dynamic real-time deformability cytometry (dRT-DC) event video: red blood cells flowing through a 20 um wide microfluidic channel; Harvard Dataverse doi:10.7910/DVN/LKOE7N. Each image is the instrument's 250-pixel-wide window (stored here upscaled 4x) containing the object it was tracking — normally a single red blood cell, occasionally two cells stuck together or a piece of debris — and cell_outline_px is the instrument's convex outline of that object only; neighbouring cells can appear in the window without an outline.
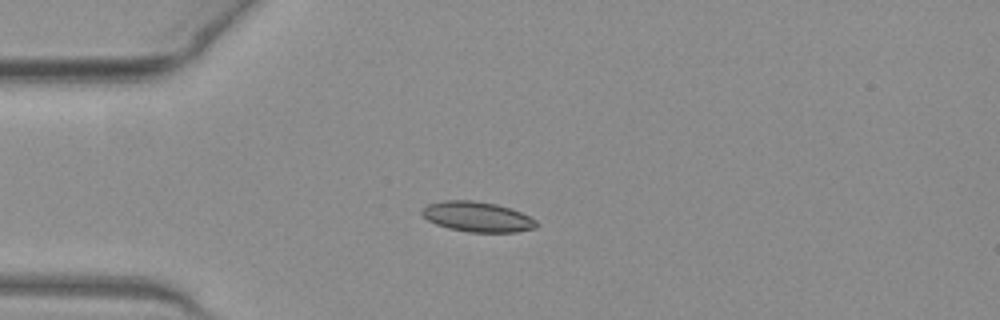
{"species": "common noctule bat (a hibernating species)", "species_latin": "Nyctalus noctula", "temperature_condition": "warm", "stored_images_in_passage": 38, "camera_frame_rate_fps": 3000, "um_per_image_px": 0.085, "animal": {"sex": "female", "body_mass_g": 19.3, "forearm_length_mm": 54.1}, "frame": {"image": 1, "passage_image": 1, "time_ms": 0.0, "image_size_px": [1000, 320], "cell_outline_px": [[536, 228], [516, 232], [468, 232], [448, 228], [436, 224], [428, 220], [420, 212], [420, 208], [428, 204], [444, 200], [472, 200], [496, 204], [520, 212], [536, 220]], "centroid_in_image_um": [40.53, 18.42], "position_along_channel_um": 44.5, "area_um2": 20.06}}
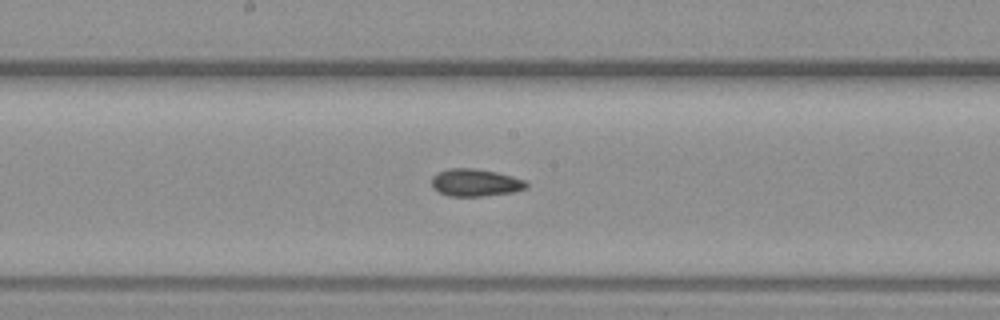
{"frame": {"image": 2, "passage_image": 14, "time_ms": 4.333, "image_size_px": [1000, 320], "cell_outline_px": [[528, 188], [512, 192], [480, 196], [448, 196], [432, 188], [432, 176], [436, 172], [448, 168], [472, 168], [496, 172], [512, 176], [524, 180], [528, 184]], "centroid_in_image_um": [40.38, 15.51], "position_along_channel_um": 207.8, "area_um2": 15.14}}
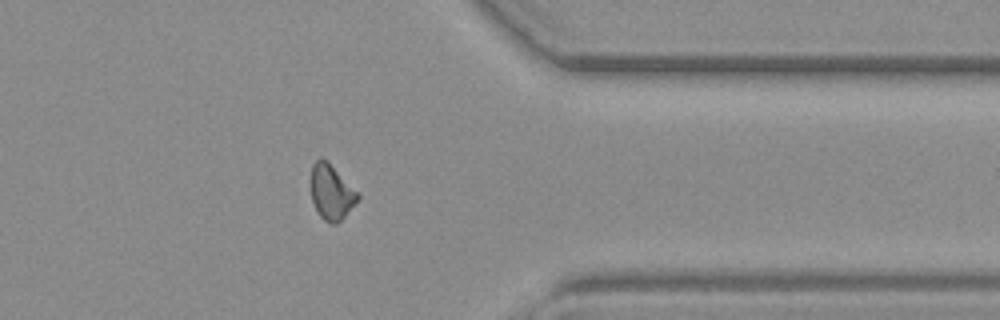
{"frame": {"image": 3, "passage_image": 28, "time_ms": 9.0, "image_size_px": [1000, 320], "cell_outline_px": [[360, 196], [344, 216], [336, 224], [332, 224], [324, 220], [316, 212], [312, 200], [308, 184], [312, 164], [320, 156], [328, 160]], "centroid_in_image_um": [28.07, 16.28], "position_along_channel_um": 383.3, "area_um2": 15.26}, "authors_computed_cell_mechanics": {"area_um2": 15.0569, "velocity_mm_per_s": 4.0369, "shape_relaxation_time_tau1_ms": null, "shape_relaxation_time_tau2_ms": 1.9353, "deformation_change_tau1": null, "deformation_change_tau2": 0.0797}}